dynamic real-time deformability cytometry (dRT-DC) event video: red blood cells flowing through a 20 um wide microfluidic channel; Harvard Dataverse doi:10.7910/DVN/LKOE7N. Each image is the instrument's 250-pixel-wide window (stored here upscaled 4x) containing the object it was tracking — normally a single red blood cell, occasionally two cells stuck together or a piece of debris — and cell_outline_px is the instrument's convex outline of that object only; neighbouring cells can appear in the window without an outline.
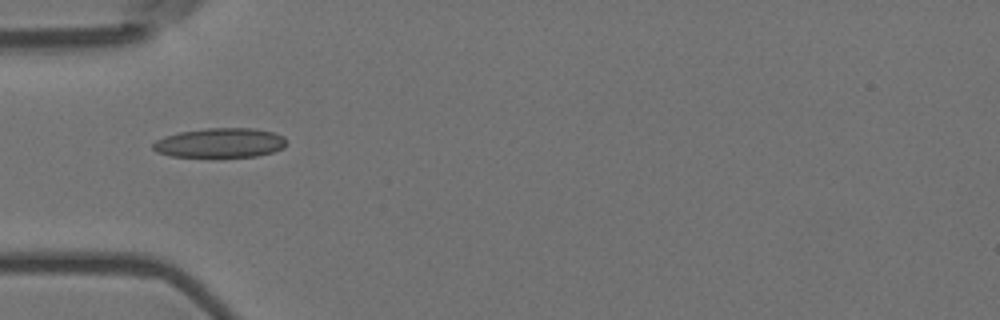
{"species": "Egyptian fruit bat (a non-hibernating species)", "species_latin": "Rousettus aegyptiacus", "temperature_condition": "room temperature", "stored_images_in_passage": 15, "camera_frame_rate_fps": 3000, "um_per_image_px": 0.085, "animal": {"sex": "female"}, "frame": {"image": 1, "passage_image": 5, "time_ms": 1.333, "image_size_px": [1000, 320], "cell_outline_px": [[288, 140], [284, 148], [272, 152], [256, 156], [172, 156], [156, 152], [152, 148], [152, 144], [156, 140], [164, 136], [180, 132], [204, 128], [256, 128], [272, 132], [284, 136]], "centroid_in_image_um": [18.73, 12.13], "position_along_channel_um": 66.3, "area_um2": 22.95}}
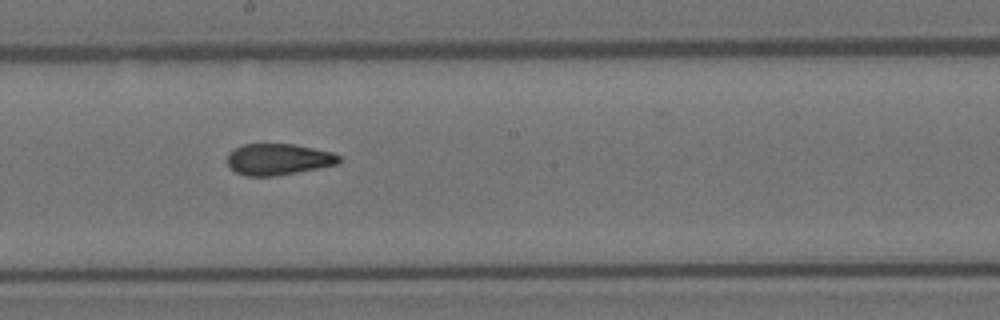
{"frame": {"image": 2, "passage_image": 9, "time_ms": 2.667, "image_size_px": [1000, 320], "cell_outline_px": [[340, 164], [276, 176], [244, 176], [228, 168], [228, 152], [244, 144], [292, 144], [332, 152], [340, 156]], "centroid_in_image_um": [23.64, 13.55], "position_along_channel_um": 224.6, "area_um2": 20.46}}
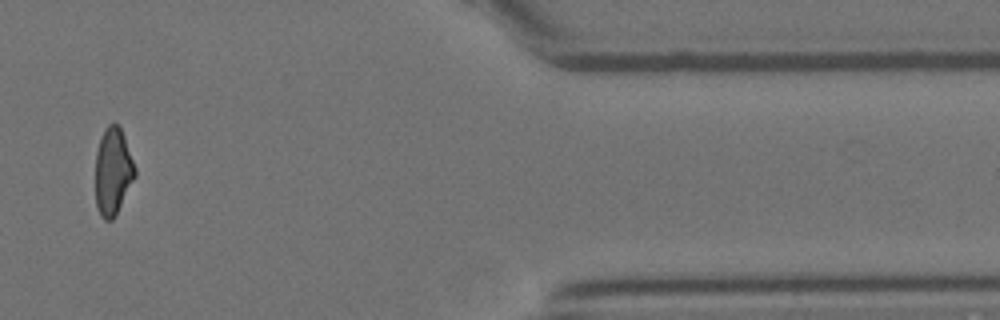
{"frame": {"image": 3, "passage_image": 14, "time_ms": 4.333, "image_size_px": [1000, 320], "cell_outline_px": [[136, 176], [112, 220], [104, 220], [100, 216], [96, 204], [96, 152], [100, 136], [104, 128], [112, 120], [120, 128], [124, 136], [136, 168]], "centroid_in_image_um": [9.59, 14.53], "position_along_channel_um": 401.8, "area_um2": 20.11}}